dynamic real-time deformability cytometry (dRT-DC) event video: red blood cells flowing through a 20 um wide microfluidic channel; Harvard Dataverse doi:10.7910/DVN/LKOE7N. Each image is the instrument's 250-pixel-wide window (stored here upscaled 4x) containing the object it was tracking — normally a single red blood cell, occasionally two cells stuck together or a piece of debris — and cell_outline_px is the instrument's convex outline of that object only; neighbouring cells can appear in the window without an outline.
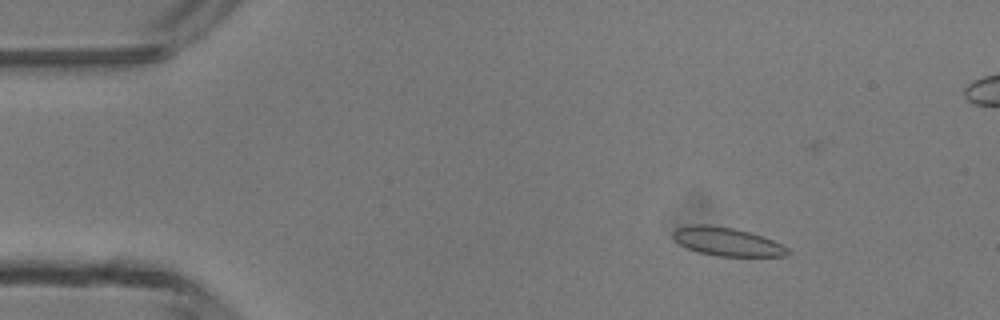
{"species": "common noctule bat (a hibernating species)", "species_latin": "Nyctalus noctula", "temperature_condition": "room temperature", "stored_images_in_passage": 6, "camera_frame_rate_fps": 3000, "um_per_image_px": 0.085, "animal": {"sex": "male", "body_mass_g": 13.3}, "frame": {"image": 1, "passage_image": 3, "time_ms": 2.333, "image_size_px": [1000, 320], "cell_outline_px": [[792, 252], [784, 256], [716, 256], [700, 252], [688, 248], [680, 244], [672, 236], [672, 232], [676, 228], [688, 224], [708, 224], [732, 228], [764, 236], [788, 248]], "centroid_in_image_um": [61.78, 20.53], "position_along_channel_um": 23.2, "area_um2": 18.96}}